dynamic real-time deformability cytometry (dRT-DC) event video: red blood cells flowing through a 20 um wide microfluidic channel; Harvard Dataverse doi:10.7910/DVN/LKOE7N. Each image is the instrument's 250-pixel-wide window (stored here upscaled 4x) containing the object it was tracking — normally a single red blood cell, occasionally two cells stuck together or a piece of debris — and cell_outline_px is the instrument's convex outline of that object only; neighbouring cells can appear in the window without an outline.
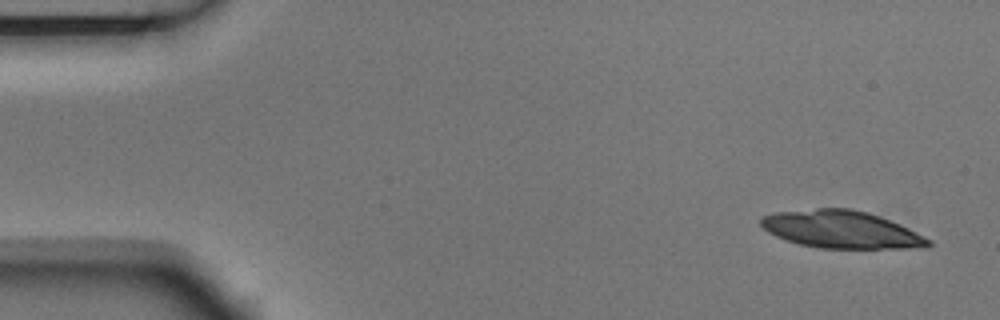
{"species": "Egyptian fruit bat (a non-hibernating species)", "species_latin": "Rousettus aegyptiacus", "temperature_condition": "room temperature", "stored_images_in_passage": 5, "camera_frame_rate_fps": 3000, "um_per_image_px": 0.085, "animal": {"sex": "male"}, "frame": {"image": 1, "passage_image": 1, "time_ms": 0.0, "image_size_px": [1000, 320], "cell_outline_px": [[932, 244], [928, 248], [816, 248], [800, 244], [776, 236], [768, 232], [760, 224], [760, 216], [776, 212], [816, 208], [852, 208], [868, 212], [900, 224], [932, 240]], "centroid_in_image_um": [71.52, 19.5], "position_along_channel_um": 13.5, "area_um2": 36.7}}